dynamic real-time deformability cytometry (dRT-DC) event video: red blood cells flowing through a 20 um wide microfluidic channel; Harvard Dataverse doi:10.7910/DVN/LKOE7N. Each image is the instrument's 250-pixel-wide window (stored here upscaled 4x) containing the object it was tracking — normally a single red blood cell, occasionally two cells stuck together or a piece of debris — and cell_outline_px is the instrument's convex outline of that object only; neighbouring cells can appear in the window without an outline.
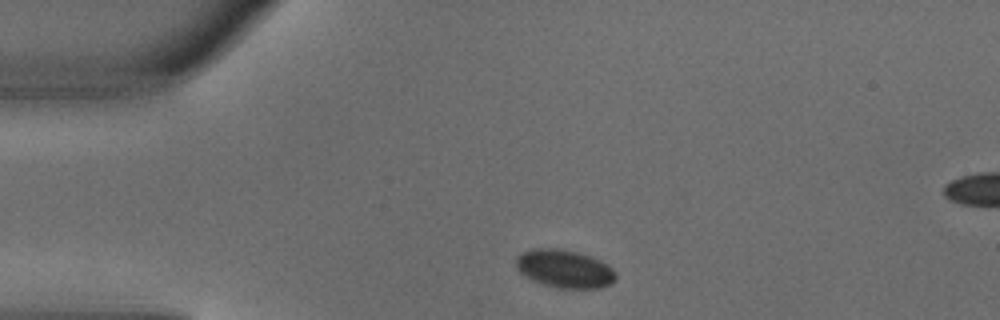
{"species": "common noctule bat (a hibernating species)", "species_latin": "Nyctalus noctula", "temperature_condition": "warm", "stored_images_in_passage": 3, "segment_of_instrument_passage": [1, 2], "camera_frame_rate_fps": 3000, "um_per_image_px": 0.085, "animal": {"sex": "male", "body_mass_g": 18.8}, "frame": {"image": 1, "passage_image": 1, "time_ms": 0.0, "image_size_px": [1000, 320], "cell_outline_px": [[616, 280], [612, 284], [600, 288], [560, 288], [544, 284], [532, 280], [524, 276], [516, 268], [516, 256], [520, 252], [532, 248], [556, 248], [580, 252], [592, 256], [608, 264], [616, 272]], "centroid_in_image_um": [47.99, 22.83], "position_along_channel_um": 37.0, "area_um2": 22.54}}